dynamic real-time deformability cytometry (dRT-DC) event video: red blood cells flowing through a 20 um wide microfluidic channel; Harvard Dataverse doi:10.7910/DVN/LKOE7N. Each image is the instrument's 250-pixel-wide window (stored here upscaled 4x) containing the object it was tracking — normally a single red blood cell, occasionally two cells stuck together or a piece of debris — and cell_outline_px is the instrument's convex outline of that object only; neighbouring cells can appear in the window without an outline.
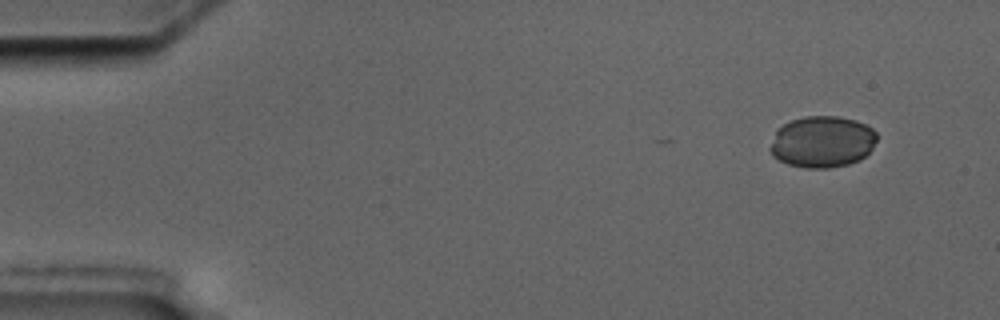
{"species": "common noctule bat (a hibernating species)", "species_latin": "Nyctalus noctula", "temperature_condition": "cold", "stored_images_in_passage": 4, "camera_frame_rate_fps": 3000, "um_per_image_px": 0.085, "animal": {"sex": "male", "body_mass_g": 17.5, "forearm_length_mm": 52.3}, "frame": {"image": 1, "passage_image": 1, "time_ms": 0.0, "image_size_px": [1000, 320], "cell_outline_px": [[876, 140], [872, 148], [860, 160], [848, 164], [828, 168], [804, 168], [788, 164], [772, 156], [768, 148], [776, 128], [792, 120], [804, 116], [836, 116], [856, 120], [872, 128], [876, 132]], "centroid_in_image_um": [69.85, 12.05], "position_along_channel_um": 15.1, "area_um2": 32.25}}
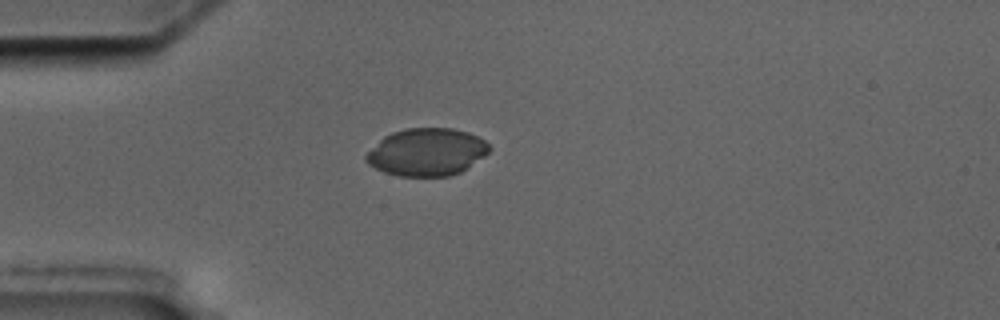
{"frame": {"image": 2, "passage_image": 4, "time_ms": 3.667, "image_size_px": [1000, 320], "cell_outline_px": [[492, 148], [484, 156], [468, 168], [452, 176], [400, 176], [384, 172], [368, 164], [364, 160], [364, 156], [384, 136], [392, 132], [404, 128], [452, 128], [468, 132], [484, 140]], "centroid_in_image_um": [36.28, 12.93], "position_along_channel_um": 48.7, "area_um2": 34.16}}